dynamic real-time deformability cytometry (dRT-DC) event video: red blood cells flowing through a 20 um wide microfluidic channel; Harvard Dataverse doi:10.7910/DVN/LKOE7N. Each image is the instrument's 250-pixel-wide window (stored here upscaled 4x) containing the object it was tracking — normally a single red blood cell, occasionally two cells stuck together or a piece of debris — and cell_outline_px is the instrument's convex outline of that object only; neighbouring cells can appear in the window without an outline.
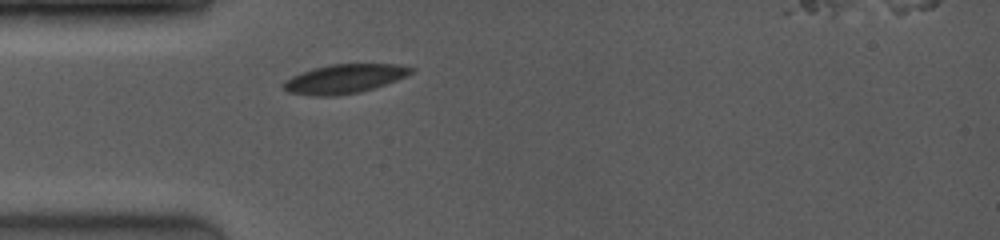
{"species": "common noctule bat (a hibernating species)", "species_latin": "Nyctalus noctula", "temperature_condition": "room temperature", "stored_images_in_passage": 1, "camera_frame_rate_fps": 4000, "um_per_image_px": 0.085, "animal": {"sex": "female", "body_mass_g": 19.0, "forearm_length_mm": 53.3}, "frame": {"image": 1, "passage_image": 1, "time_ms": 0.0, "image_size_px": [1000, 240], "cell_outline_px": [[416, 68], [412, 72], [396, 80], [360, 92], [340, 96], [312, 96], [288, 92], [280, 84], [292, 76], [316, 68], [332, 64], [400, 64]], "centroid_in_image_um": [29.27, 6.71], "position_along_channel_um": 55.7, "area_um2": 21.44}}